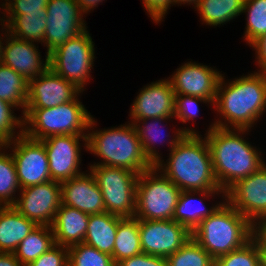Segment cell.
Returning a JSON list of instances; mask_svg holds the SVG:
<instances>
[{"label": "cell", "mask_w": 266, "mask_h": 266, "mask_svg": "<svg viewBox=\"0 0 266 266\" xmlns=\"http://www.w3.org/2000/svg\"><path fill=\"white\" fill-rule=\"evenodd\" d=\"M245 0H199L194 9L207 26H220L242 15Z\"/></svg>", "instance_id": "27"}, {"label": "cell", "mask_w": 266, "mask_h": 266, "mask_svg": "<svg viewBox=\"0 0 266 266\" xmlns=\"http://www.w3.org/2000/svg\"><path fill=\"white\" fill-rule=\"evenodd\" d=\"M225 79L222 74L217 86L213 110L219 118L213 123L221 128L253 129L266 112V76L254 71L232 81Z\"/></svg>", "instance_id": "1"}, {"label": "cell", "mask_w": 266, "mask_h": 266, "mask_svg": "<svg viewBox=\"0 0 266 266\" xmlns=\"http://www.w3.org/2000/svg\"><path fill=\"white\" fill-rule=\"evenodd\" d=\"M79 98L56 107L25 109L23 134L40 141L50 136L87 135L93 116Z\"/></svg>", "instance_id": "6"}, {"label": "cell", "mask_w": 266, "mask_h": 266, "mask_svg": "<svg viewBox=\"0 0 266 266\" xmlns=\"http://www.w3.org/2000/svg\"><path fill=\"white\" fill-rule=\"evenodd\" d=\"M252 238L258 244L261 266H266V228H256Z\"/></svg>", "instance_id": "43"}, {"label": "cell", "mask_w": 266, "mask_h": 266, "mask_svg": "<svg viewBox=\"0 0 266 266\" xmlns=\"http://www.w3.org/2000/svg\"><path fill=\"white\" fill-rule=\"evenodd\" d=\"M4 146L8 152L11 150L21 189L51 180L45 146L40 140L23 134Z\"/></svg>", "instance_id": "12"}, {"label": "cell", "mask_w": 266, "mask_h": 266, "mask_svg": "<svg viewBox=\"0 0 266 266\" xmlns=\"http://www.w3.org/2000/svg\"><path fill=\"white\" fill-rule=\"evenodd\" d=\"M139 235L143 253L167 258L192 237L184 225L171 220H139Z\"/></svg>", "instance_id": "13"}, {"label": "cell", "mask_w": 266, "mask_h": 266, "mask_svg": "<svg viewBox=\"0 0 266 266\" xmlns=\"http://www.w3.org/2000/svg\"><path fill=\"white\" fill-rule=\"evenodd\" d=\"M249 132L250 129L217 127L212 122L204 134L215 179L224 191L266 164L262 151L244 139Z\"/></svg>", "instance_id": "2"}, {"label": "cell", "mask_w": 266, "mask_h": 266, "mask_svg": "<svg viewBox=\"0 0 266 266\" xmlns=\"http://www.w3.org/2000/svg\"><path fill=\"white\" fill-rule=\"evenodd\" d=\"M135 98L129 111L130 123L157 117L174 118L175 93L168 78L143 86Z\"/></svg>", "instance_id": "18"}, {"label": "cell", "mask_w": 266, "mask_h": 266, "mask_svg": "<svg viewBox=\"0 0 266 266\" xmlns=\"http://www.w3.org/2000/svg\"><path fill=\"white\" fill-rule=\"evenodd\" d=\"M215 266H261L257 242L252 238L243 247L216 258Z\"/></svg>", "instance_id": "35"}, {"label": "cell", "mask_w": 266, "mask_h": 266, "mask_svg": "<svg viewBox=\"0 0 266 266\" xmlns=\"http://www.w3.org/2000/svg\"><path fill=\"white\" fill-rule=\"evenodd\" d=\"M146 14L151 17L152 21L156 24L164 21L165 15L168 14V9H170L172 0H142Z\"/></svg>", "instance_id": "40"}, {"label": "cell", "mask_w": 266, "mask_h": 266, "mask_svg": "<svg viewBox=\"0 0 266 266\" xmlns=\"http://www.w3.org/2000/svg\"><path fill=\"white\" fill-rule=\"evenodd\" d=\"M55 245L51 226L37 225L21 241L13 253L24 266H27Z\"/></svg>", "instance_id": "28"}, {"label": "cell", "mask_w": 266, "mask_h": 266, "mask_svg": "<svg viewBox=\"0 0 266 266\" xmlns=\"http://www.w3.org/2000/svg\"><path fill=\"white\" fill-rule=\"evenodd\" d=\"M95 120L92 117L89 124L85 151L100 157L102 160L90 165L121 167L137 174L153 167L143 153L141 141L132 123L128 121V124L101 130L99 128L98 130Z\"/></svg>", "instance_id": "4"}, {"label": "cell", "mask_w": 266, "mask_h": 266, "mask_svg": "<svg viewBox=\"0 0 266 266\" xmlns=\"http://www.w3.org/2000/svg\"><path fill=\"white\" fill-rule=\"evenodd\" d=\"M28 98V81L10 67L0 64V99L21 108L23 115Z\"/></svg>", "instance_id": "30"}, {"label": "cell", "mask_w": 266, "mask_h": 266, "mask_svg": "<svg viewBox=\"0 0 266 266\" xmlns=\"http://www.w3.org/2000/svg\"><path fill=\"white\" fill-rule=\"evenodd\" d=\"M198 2H199V0H172L173 5L177 4L178 6L179 5L181 6L182 4H184V5L189 4V5H193L194 8L198 4Z\"/></svg>", "instance_id": "46"}, {"label": "cell", "mask_w": 266, "mask_h": 266, "mask_svg": "<svg viewBox=\"0 0 266 266\" xmlns=\"http://www.w3.org/2000/svg\"><path fill=\"white\" fill-rule=\"evenodd\" d=\"M143 253L139 235V219L124 217L117 226L112 259L117 264L121 260Z\"/></svg>", "instance_id": "29"}, {"label": "cell", "mask_w": 266, "mask_h": 266, "mask_svg": "<svg viewBox=\"0 0 266 266\" xmlns=\"http://www.w3.org/2000/svg\"><path fill=\"white\" fill-rule=\"evenodd\" d=\"M101 190L106 212L134 217L139 174L121 167L89 165Z\"/></svg>", "instance_id": "9"}, {"label": "cell", "mask_w": 266, "mask_h": 266, "mask_svg": "<svg viewBox=\"0 0 266 266\" xmlns=\"http://www.w3.org/2000/svg\"><path fill=\"white\" fill-rule=\"evenodd\" d=\"M47 25L44 33L46 54L63 45L88 27L76 0H49L47 7Z\"/></svg>", "instance_id": "11"}, {"label": "cell", "mask_w": 266, "mask_h": 266, "mask_svg": "<svg viewBox=\"0 0 266 266\" xmlns=\"http://www.w3.org/2000/svg\"><path fill=\"white\" fill-rule=\"evenodd\" d=\"M242 13H246L243 40L249 47L266 34V0H245Z\"/></svg>", "instance_id": "32"}, {"label": "cell", "mask_w": 266, "mask_h": 266, "mask_svg": "<svg viewBox=\"0 0 266 266\" xmlns=\"http://www.w3.org/2000/svg\"><path fill=\"white\" fill-rule=\"evenodd\" d=\"M181 190L155 166L139 174L134 217L139 220H171Z\"/></svg>", "instance_id": "7"}, {"label": "cell", "mask_w": 266, "mask_h": 266, "mask_svg": "<svg viewBox=\"0 0 266 266\" xmlns=\"http://www.w3.org/2000/svg\"><path fill=\"white\" fill-rule=\"evenodd\" d=\"M3 1V0H2ZM49 0H5L1 3L3 15H28L43 13Z\"/></svg>", "instance_id": "38"}, {"label": "cell", "mask_w": 266, "mask_h": 266, "mask_svg": "<svg viewBox=\"0 0 266 266\" xmlns=\"http://www.w3.org/2000/svg\"><path fill=\"white\" fill-rule=\"evenodd\" d=\"M69 251L67 247L55 245L27 266H68Z\"/></svg>", "instance_id": "39"}, {"label": "cell", "mask_w": 266, "mask_h": 266, "mask_svg": "<svg viewBox=\"0 0 266 266\" xmlns=\"http://www.w3.org/2000/svg\"><path fill=\"white\" fill-rule=\"evenodd\" d=\"M61 182L62 204L86 214L106 212L103 196L91 171Z\"/></svg>", "instance_id": "20"}, {"label": "cell", "mask_w": 266, "mask_h": 266, "mask_svg": "<svg viewBox=\"0 0 266 266\" xmlns=\"http://www.w3.org/2000/svg\"><path fill=\"white\" fill-rule=\"evenodd\" d=\"M83 91L48 67L37 78L28 81L26 109L56 107L75 100Z\"/></svg>", "instance_id": "16"}, {"label": "cell", "mask_w": 266, "mask_h": 266, "mask_svg": "<svg viewBox=\"0 0 266 266\" xmlns=\"http://www.w3.org/2000/svg\"><path fill=\"white\" fill-rule=\"evenodd\" d=\"M36 226L13 206H0V252L13 253Z\"/></svg>", "instance_id": "24"}, {"label": "cell", "mask_w": 266, "mask_h": 266, "mask_svg": "<svg viewBox=\"0 0 266 266\" xmlns=\"http://www.w3.org/2000/svg\"><path fill=\"white\" fill-rule=\"evenodd\" d=\"M36 46V43L27 42L7 31L4 32L2 64L22 75L27 81L37 78L49 67V55L46 54L45 59H42L39 46Z\"/></svg>", "instance_id": "19"}, {"label": "cell", "mask_w": 266, "mask_h": 266, "mask_svg": "<svg viewBox=\"0 0 266 266\" xmlns=\"http://www.w3.org/2000/svg\"><path fill=\"white\" fill-rule=\"evenodd\" d=\"M94 46L90 32L86 29L49 54V67L84 92L89 84L87 82L92 79Z\"/></svg>", "instance_id": "8"}, {"label": "cell", "mask_w": 266, "mask_h": 266, "mask_svg": "<svg viewBox=\"0 0 266 266\" xmlns=\"http://www.w3.org/2000/svg\"><path fill=\"white\" fill-rule=\"evenodd\" d=\"M171 119L173 120L174 118L157 117L151 119L133 120L131 122L136 128L139 140L141 141L143 153L153 166H155L163 158L161 157L162 154L159 153V150H157V147L155 146L157 144L163 145V143H160L159 141L165 142L168 140L167 143L170 146L169 151H171L185 134L200 133L196 131L195 128L181 126L179 128H175L176 131H173V136L170 135V133L163 134L162 132L165 131H163V127L165 126L164 122H169ZM165 137H167V139Z\"/></svg>", "instance_id": "21"}, {"label": "cell", "mask_w": 266, "mask_h": 266, "mask_svg": "<svg viewBox=\"0 0 266 266\" xmlns=\"http://www.w3.org/2000/svg\"><path fill=\"white\" fill-rule=\"evenodd\" d=\"M7 150L0 147V206H13L21 190L13 156Z\"/></svg>", "instance_id": "31"}, {"label": "cell", "mask_w": 266, "mask_h": 266, "mask_svg": "<svg viewBox=\"0 0 266 266\" xmlns=\"http://www.w3.org/2000/svg\"><path fill=\"white\" fill-rule=\"evenodd\" d=\"M13 207L37 225L51 226L62 205L61 183L50 180L20 190Z\"/></svg>", "instance_id": "14"}, {"label": "cell", "mask_w": 266, "mask_h": 266, "mask_svg": "<svg viewBox=\"0 0 266 266\" xmlns=\"http://www.w3.org/2000/svg\"><path fill=\"white\" fill-rule=\"evenodd\" d=\"M14 109H17L14 105L0 99V143L3 145L23 135L24 117H17Z\"/></svg>", "instance_id": "36"}, {"label": "cell", "mask_w": 266, "mask_h": 266, "mask_svg": "<svg viewBox=\"0 0 266 266\" xmlns=\"http://www.w3.org/2000/svg\"><path fill=\"white\" fill-rule=\"evenodd\" d=\"M0 266H24L14 253H0Z\"/></svg>", "instance_id": "44"}, {"label": "cell", "mask_w": 266, "mask_h": 266, "mask_svg": "<svg viewBox=\"0 0 266 266\" xmlns=\"http://www.w3.org/2000/svg\"><path fill=\"white\" fill-rule=\"evenodd\" d=\"M0 25H2L1 26L2 27V30L0 31V32H2V33H0L1 34L0 35V64H1L2 63V43H3V36H4L3 35L4 34L3 32H6L7 30H6V26L3 23H1Z\"/></svg>", "instance_id": "47"}, {"label": "cell", "mask_w": 266, "mask_h": 266, "mask_svg": "<svg viewBox=\"0 0 266 266\" xmlns=\"http://www.w3.org/2000/svg\"><path fill=\"white\" fill-rule=\"evenodd\" d=\"M78 5L80 6L81 11L83 12L84 16L93 11L94 8L98 7V5L105 0H76Z\"/></svg>", "instance_id": "45"}, {"label": "cell", "mask_w": 266, "mask_h": 266, "mask_svg": "<svg viewBox=\"0 0 266 266\" xmlns=\"http://www.w3.org/2000/svg\"><path fill=\"white\" fill-rule=\"evenodd\" d=\"M225 200L256 228H266V164L229 187Z\"/></svg>", "instance_id": "10"}, {"label": "cell", "mask_w": 266, "mask_h": 266, "mask_svg": "<svg viewBox=\"0 0 266 266\" xmlns=\"http://www.w3.org/2000/svg\"><path fill=\"white\" fill-rule=\"evenodd\" d=\"M123 218L108 212L90 215L83 243L112 255L117 226Z\"/></svg>", "instance_id": "25"}, {"label": "cell", "mask_w": 266, "mask_h": 266, "mask_svg": "<svg viewBox=\"0 0 266 266\" xmlns=\"http://www.w3.org/2000/svg\"><path fill=\"white\" fill-rule=\"evenodd\" d=\"M155 167L181 191H224L213 172L208 144L201 134H185Z\"/></svg>", "instance_id": "3"}, {"label": "cell", "mask_w": 266, "mask_h": 266, "mask_svg": "<svg viewBox=\"0 0 266 266\" xmlns=\"http://www.w3.org/2000/svg\"><path fill=\"white\" fill-rule=\"evenodd\" d=\"M0 23L6 26L8 33L27 42L43 45L46 29L47 11L28 15H0ZM6 17V18H5Z\"/></svg>", "instance_id": "26"}, {"label": "cell", "mask_w": 266, "mask_h": 266, "mask_svg": "<svg viewBox=\"0 0 266 266\" xmlns=\"http://www.w3.org/2000/svg\"><path fill=\"white\" fill-rule=\"evenodd\" d=\"M116 266H167V259L161 256L141 253L131 258L121 260Z\"/></svg>", "instance_id": "41"}, {"label": "cell", "mask_w": 266, "mask_h": 266, "mask_svg": "<svg viewBox=\"0 0 266 266\" xmlns=\"http://www.w3.org/2000/svg\"><path fill=\"white\" fill-rule=\"evenodd\" d=\"M207 104L208 106L214 104L212 101L203 99L201 97L188 95H175L174 118L180 120L179 122L186 124L187 122L196 119L199 114V103ZM210 104V105H209Z\"/></svg>", "instance_id": "37"}, {"label": "cell", "mask_w": 266, "mask_h": 266, "mask_svg": "<svg viewBox=\"0 0 266 266\" xmlns=\"http://www.w3.org/2000/svg\"><path fill=\"white\" fill-rule=\"evenodd\" d=\"M256 227L224 201L192 231V238L214 259L243 247Z\"/></svg>", "instance_id": "5"}, {"label": "cell", "mask_w": 266, "mask_h": 266, "mask_svg": "<svg viewBox=\"0 0 266 266\" xmlns=\"http://www.w3.org/2000/svg\"><path fill=\"white\" fill-rule=\"evenodd\" d=\"M222 74L215 67L188 61L168 77L175 95L201 97L214 102Z\"/></svg>", "instance_id": "17"}, {"label": "cell", "mask_w": 266, "mask_h": 266, "mask_svg": "<svg viewBox=\"0 0 266 266\" xmlns=\"http://www.w3.org/2000/svg\"><path fill=\"white\" fill-rule=\"evenodd\" d=\"M84 142V145L80 143ZM41 142L49 161L51 180L63 182L81 175V147L86 149V135L50 136ZM83 146H81V145Z\"/></svg>", "instance_id": "15"}, {"label": "cell", "mask_w": 266, "mask_h": 266, "mask_svg": "<svg viewBox=\"0 0 266 266\" xmlns=\"http://www.w3.org/2000/svg\"><path fill=\"white\" fill-rule=\"evenodd\" d=\"M220 194H222V202L214 203L210 208L203 202L209 197L210 199L211 197L217 199ZM224 201L225 191H181L173 220L186 226L192 232L202 220L217 210Z\"/></svg>", "instance_id": "22"}, {"label": "cell", "mask_w": 266, "mask_h": 266, "mask_svg": "<svg viewBox=\"0 0 266 266\" xmlns=\"http://www.w3.org/2000/svg\"><path fill=\"white\" fill-rule=\"evenodd\" d=\"M166 259L167 266H215V259L192 237Z\"/></svg>", "instance_id": "33"}, {"label": "cell", "mask_w": 266, "mask_h": 266, "mask_svg": "<svg viewBox=\"0 0 266 266\" xmlns=\"http://www.w3.org/2000/svg\"><path fill=\"white\" fill-rule=\"evenodd\" d=\"M250 47L255 51L256 66L259 67L257 72L266 76V34L256 40Z\"/></svg>", "instance_id": "42"}, {"label": "cell", "mask_w": 266, "mask_h": 266, "mask_svg": "<svg viewBox=\"0 0 266 266\" xmlns=\"http://www.w3.org/2000/svg\"><path fill=\"white\" fill-rule=\"evenodd\" d=\"M89 216L78 209L62 204L51 224L55 243L67 248L83 243Z\"/></svg>", "instance_id": "23"}, {"label": "cell", "mask_w": 266, "mask_h": 266, "mask_svg": "<svg viewBox=\"0 0 266 266\" xmlns=\"http://www.w3.org/2000/svg\"><path fill=\"white\" fill-rule=\"evenodd\" d=\"M68 251V266H116L110 254L100 252L85 243L73 245Z\"/></svg>", "instance_id": "34"}]
</instances>
